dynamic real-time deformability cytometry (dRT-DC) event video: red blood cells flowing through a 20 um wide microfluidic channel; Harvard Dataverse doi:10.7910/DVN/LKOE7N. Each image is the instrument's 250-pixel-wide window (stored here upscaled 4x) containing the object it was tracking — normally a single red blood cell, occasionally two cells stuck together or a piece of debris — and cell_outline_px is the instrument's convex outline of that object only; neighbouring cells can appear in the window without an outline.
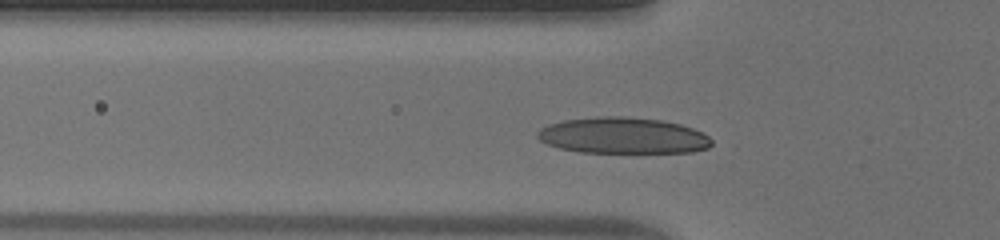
{"species": "human", "species_latin": "Homo sapiens", "temperature_condition": "warm", "stored_images_in_passage": 36, "camera_frame_rate_fps": 3000, "um_per_image_px": 0.085, "donor": {"sex": "male"}, "frame": {"image": 1, "passage_image": 8, "time_ms": 2.333, "image_size_px": [1000, 240], "cell_outline_px": [[712, 144], [708, 148], [692, 152], [580, 152], [560, 148], [548, 144], [540, 140], [536, 136], [536, 132], [540, 128], [548, 124], [564, 120], [600, 116], [624, 116], [660, 120], [680, 124], [692, 128], [708, 136], [712, 140]], "centroid_in_image_um": [52.93, 11.52], "position_along_channel_um": 72.9, "area_um2": 36.65}}
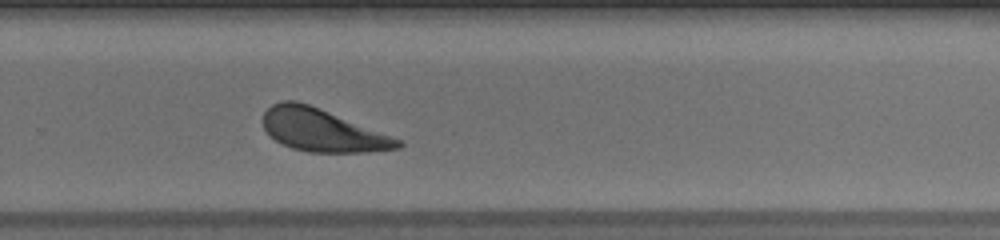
{"frame": {"image": 2, "passage_image": 26, "time_ms": 8.333, "image_size_px": [1000, 240], "cell_outline_px": [[404, 144], [400, 148], [368, 152], [308, 152], [292, 148], [276, 140], [264, 128], [264, 112], [272, 104], [284, 100], [296, 100], [320, 108], [404, 140]], "centroid_in_image_um": [27.45, 11.07], "position_along_channel_um": 302.3, "area_um2": 33.35}}
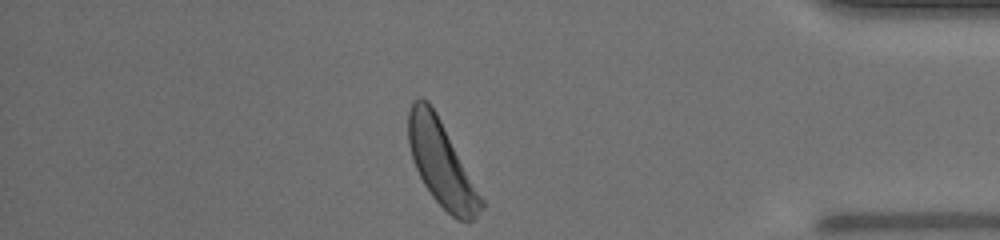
{"frame": {"image": 3, "passage_image": 36, "time_ms": 11.667, "image_size_px": [1000, 240], "cell_outline_px": [[484, 208], [468, 224], [456, 220], [432, 196], [424, 184], [412, 160], [408, 144], [408, 112], [412, 100], [420, 96], [428, 100], [436, 112], [484, 200]], "centroid_in_image_um": [37.51, 13.9], "position_along_channel_um": 397.7, "area_um2": 35.95}, "authors_computed_cell_mechanics": {"area_um2": 34.2176, "velocity_mm_per_s": 3.8231, "shape_relaxation_time_tau1_ms": 1.9864, "shape_relaxation_time_tau2_ms": 10.7772, "deformation_change_tau1": 0.1177, "deformation_change_tau2": 0.1894}}